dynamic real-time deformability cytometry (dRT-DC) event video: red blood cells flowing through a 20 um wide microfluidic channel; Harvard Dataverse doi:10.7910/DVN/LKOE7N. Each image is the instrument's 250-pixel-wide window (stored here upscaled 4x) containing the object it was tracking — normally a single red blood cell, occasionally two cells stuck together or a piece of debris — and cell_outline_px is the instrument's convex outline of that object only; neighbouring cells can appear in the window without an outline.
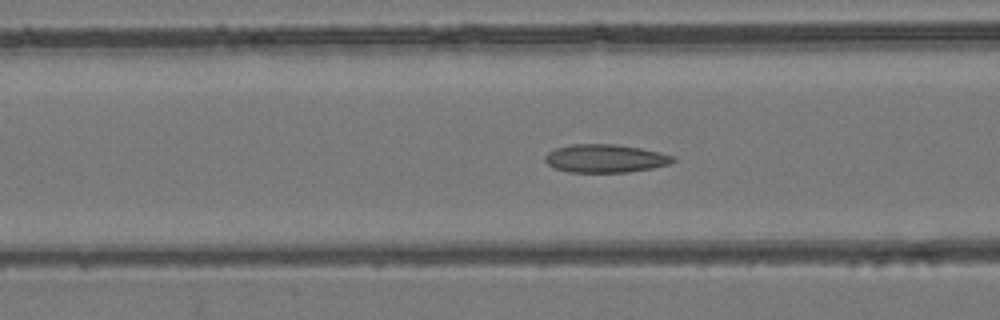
{"species": "common noctule bat (a hibernating species)", "species_latin": "Nyctalus noctula", "temperature_condition": "room temperature", "stored_images_in_passage": 53, "camera_frame_rate_fps": 3000, "um_per_image_px": 0.085, "animal": {"sex": "female", "body_mass_g": 24.6, "forearm_length_mm": 56.2}, "frame": {"image": 1, "passage_image": 21, "time_ms": 6.667, "image_size_px": [1000, 320], "cell_outline_px": [[676, 160], [668, 164], [652, 168], [628, 172], [568, 172], [552, 168], [544, 160], [544, 156], [548, 152], [556, 148], [572, 144], [616, 144], [640, 148], [660, 152], [676, 156]], "centroid_in_image_um": [51.44, 13.47], "position_along_channel_um": 115.2, "area_um2": 21.15}}
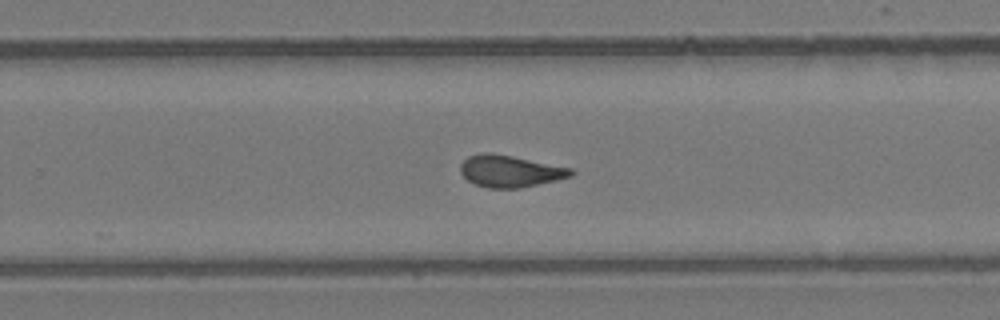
{"frame": {"image": 2, "passage_image": 34, "time_ms": 11.0, "image_size_px": [1000, 320], "cell_outline_px": [[576, 172], [572, 176], [556, 180], [520, 188], [488, 188], [476, 184], [468, 180], [460, 172], [460, 164], [468, 156], [484, 152], [492, 152], [572, 168]], "centroid_in_image_um": [43.35, 14.54], "position_along_channel_um": 286.4, "area_um2": 20.52}}
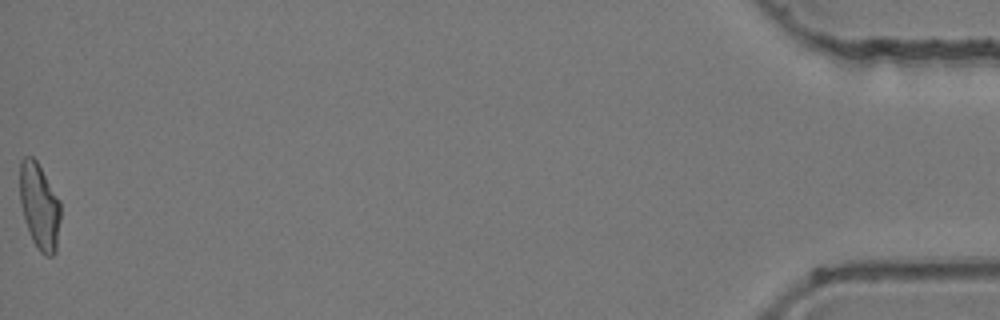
{"frame": {"image": 3, "passage_image": 53, "time_ms": 17.333, "image_size_px": [1000, 320], "cell_outline_px": [[60, 220], [56, 252], [52, 256], [44, 256], [40, 252], [32, 240], [24, 220], [20, 200], [20, 160], [24, 156], [32, 156], [36, 160], [60, 200]], "centroid_in_image_um": [3.35, 17.55], "position_along_channel_um": 431.8, "area_um2": 20.52}, "authors_computed_cell_mechanics": {"area_um2": 20.7502, "velocity_mm_per_s": 3.9675, "shape_relaxation_time_tau1_ms": null, "shape_relaxation_time_tau2_ms": 2.0237, "deformation_change_tau1": null, "deformation_change_tau2": 0.1015}}